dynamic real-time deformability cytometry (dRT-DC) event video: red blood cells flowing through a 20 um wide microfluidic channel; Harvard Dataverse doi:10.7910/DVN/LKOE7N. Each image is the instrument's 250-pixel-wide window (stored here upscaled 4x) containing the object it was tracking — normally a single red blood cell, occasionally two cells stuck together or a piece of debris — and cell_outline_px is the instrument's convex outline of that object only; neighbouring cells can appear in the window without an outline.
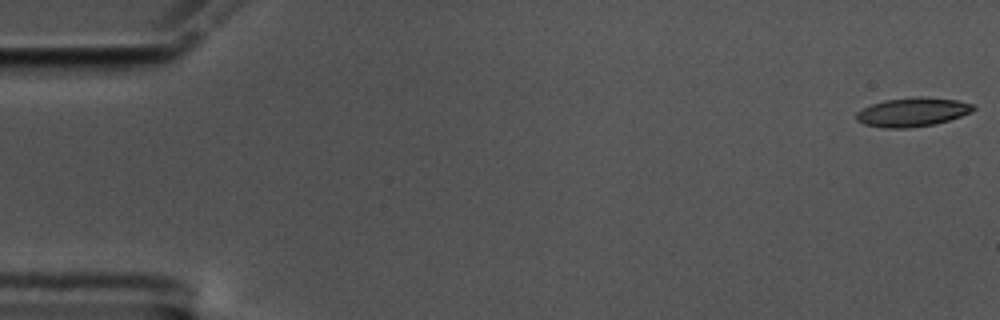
{"species": "common noctule bat (a hibernating species)", "species_latin": "Nyctalus noctula", "temperature_condition": "cold", "stored_images_in_passage": 52, "camera_frame_rate_fps": 3000, "um_per_image_px": 0.085, "animal": {"sex": "male", "body_mass_g": 17.5, "forearm_length_mm": 52.3}, "frame": {"image": 1, "passage_image": 1, "time_ms": 0.0, "image_size_px": [1000, 320], "cell_outline_px": [[976, 108], [972, 112], [936, 124], [912, 128], [884, 128], [864, 124], [856, 120], [856, 112], [872, 104], [884, 100], [956, 100], [976, 104]], "centroid_in_image_um": [77.55, 9.59], "position_along_channel_um": 7.5, "area_um2": 18.79}}
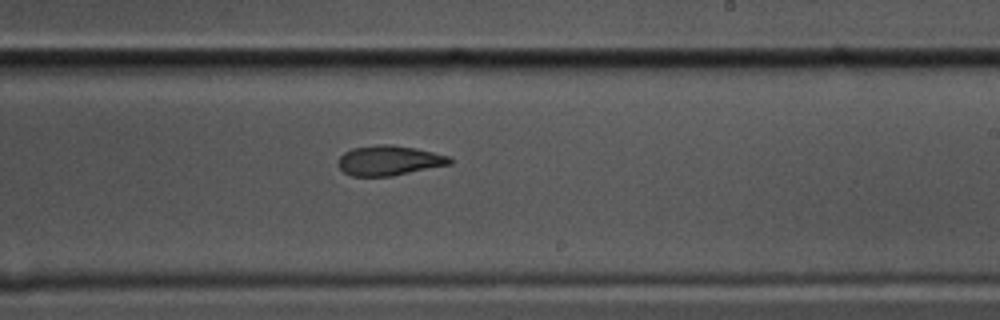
{"frame": {"image": 2, "passage_image": 34, "time_ms": 11.0, "image_size_px": [1000, 320], "cell_outline_px": [[452, 164], [392, 176], [352, 176], [344, 172], [340, 168], [336, 160], [344, 152], [352, 148], [376, 144], [392, 144], [416, 148], [448, 156], [452, 160]], "centroid_in_image_um": [33.05, 13.64], "position_along_channel_um": 256.0, "area_um2": 19.59}}
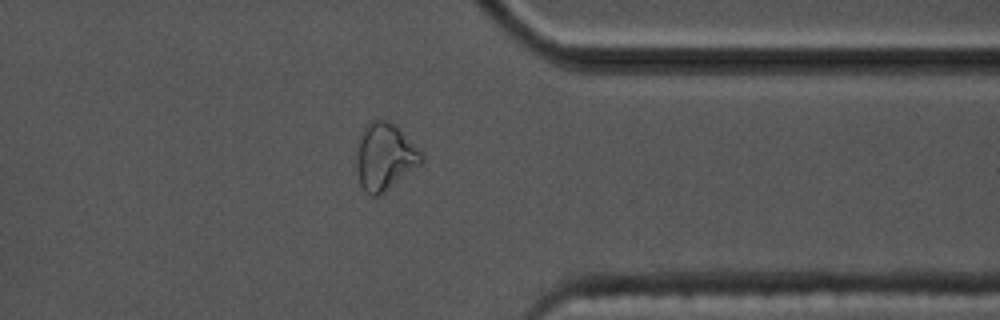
{"frame": {"image": 3, "passage_image": 45, "time_ms": 14.667, "image_size_px": [1000, 320], "cell_outline_px": [[424, 160], [420, 164], [380, 196], [368, 196], [360, 184], [356, 172], [356, 148], [360, 136], [364, 128], [372, 120], [388, 120], [396, 124], [424, 156]], "centroid_in_image_um": [32.67, 13.33], "position_along_channel_um": 378.7, "area_um2": 25.49}}